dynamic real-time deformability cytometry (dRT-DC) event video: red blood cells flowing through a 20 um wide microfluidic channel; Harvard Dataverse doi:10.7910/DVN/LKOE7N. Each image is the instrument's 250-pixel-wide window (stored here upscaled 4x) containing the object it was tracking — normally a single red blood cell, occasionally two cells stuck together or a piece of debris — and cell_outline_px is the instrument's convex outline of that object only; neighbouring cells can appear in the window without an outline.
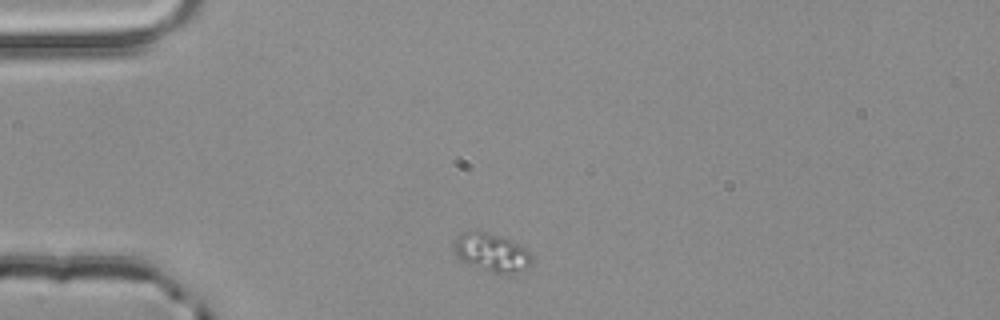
{"species": "common noctule bat (a hibernating species)", "species_latin": "Nyctalus noctula", "temperature_condition": "room temperature", "stored_images_in_passage": 1, "camera_frame_rate_fps": 3000, "um_per_image_px": 0.085, "animal": {"sex": "male", "body_mass_g": 20.4}, "frame": {"image": 1, "passage_image": 1, "time_ms": 0.0, "image_size_px": [1000, 320], "cell_outline_px": [[532, 264], [528, 268], [508, 272], [492, 272], [460, 260], [456, 256], [456, 236], [460, 232], [476, 228], [512, 240], [524, 248], [532, 256]], "centroid_in_image_um": [41.77, 21.39], "position_along_channel_um": 43.2, "area_um2": 17.17}}